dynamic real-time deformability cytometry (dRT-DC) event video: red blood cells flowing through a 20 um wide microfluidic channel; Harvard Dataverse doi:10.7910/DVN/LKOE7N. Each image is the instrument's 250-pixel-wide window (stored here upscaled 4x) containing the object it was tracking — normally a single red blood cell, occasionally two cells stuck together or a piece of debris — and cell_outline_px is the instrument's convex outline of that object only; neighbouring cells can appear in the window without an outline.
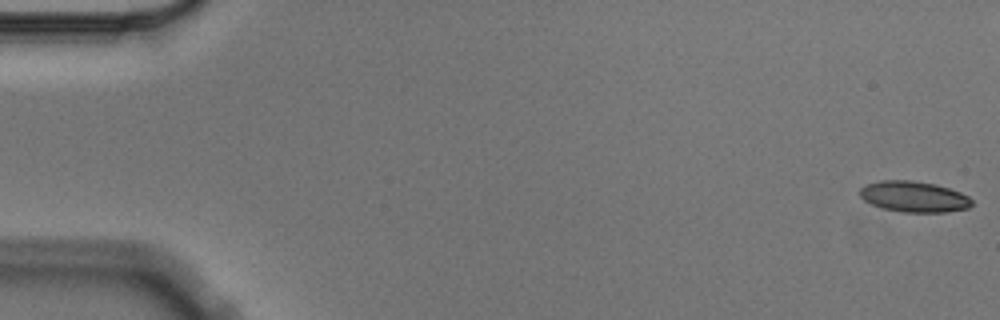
{"species": "Egyptian fruit bat (a non-hibernating species)", "species_latin": "Rousettus aegyptiacus", "temperature_condition": "cold", "stored_images_in_passage": 6, "camera_frame_rate_fps": 3000, "um_per_image_px": 0.085, "animal": {"sex": "male"}, "frame": {"image": 1, "passage_image": 1, "time_ms": 0.0, "image_size_px": [1000, 320], "cell_outline_px": [[972, 204], [968, 208], [948, 212], [900, 212], [884, 208], [872, 204], [864, 200], [860, 196], [860, 188], [868, 184], [880, 180], [912, 180], [936, 184], [960, 192], [968, 196], [972, 200]], "centroid_in_image_um": [77.69, 16.71], "position_along_channel_um": 7.3, "area_um2": 20.11}}